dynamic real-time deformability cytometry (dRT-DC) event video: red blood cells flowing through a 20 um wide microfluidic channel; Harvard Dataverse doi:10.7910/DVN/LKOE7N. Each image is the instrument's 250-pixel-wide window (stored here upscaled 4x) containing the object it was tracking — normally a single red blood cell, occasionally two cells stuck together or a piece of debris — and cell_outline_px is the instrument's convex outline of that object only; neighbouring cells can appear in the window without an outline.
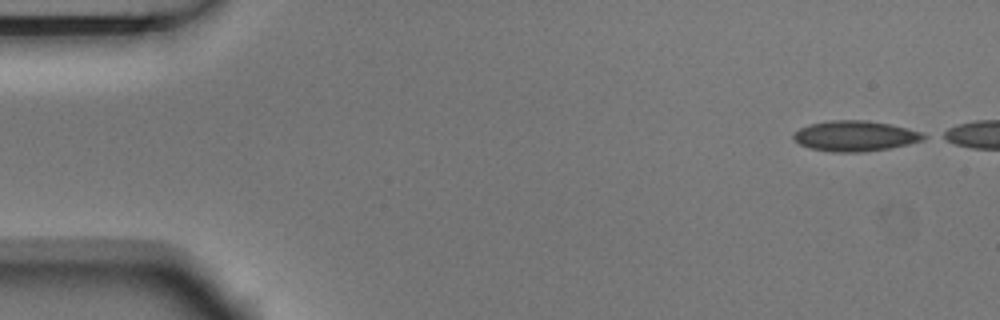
{"species": "Egyptian fruit bat (a non-hibernating species)", "species_latin": "Rousettus aegyptiacus", "temperature_condition": "room temperature", "stored_images_in_passage": 5, "camera_frame_rate_fps": 3000, "um_per_image_px": 0.085, "animal": {"sex": "male"}, "frame": {"image": 1, "passage_image": 1, "time_ms": 0.0, "image_size_px": [1000, 320], "cell_outline_px": [[928, 136], [924, 140], [908, 144], [888, 148], [864, 152], [832, 152], [808, 148], [792, 140], [792, 132], [808, 124], [832, 120], [864, 120], [888, 124], [908, 128], [920, 132]], "centroid_in_image_um": [72.63, 11.56], "position_along_channel_um": 12.4, "area_um2": 23.24}}
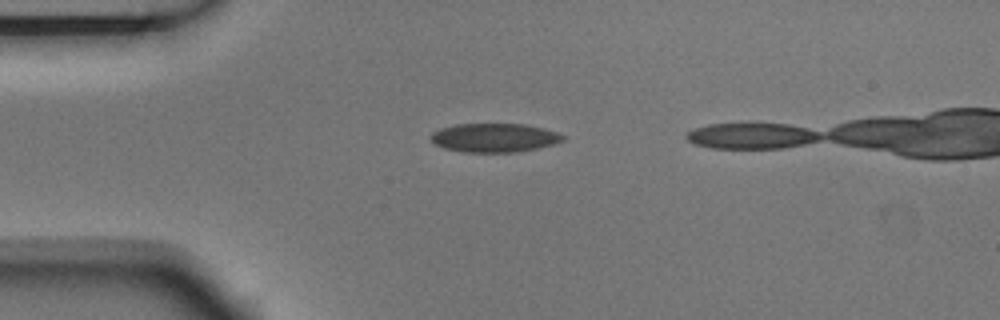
{"frame": {"image": 2, "passage_image": 4, "time_ms": 1.0, "image_size_px": [1000, 320], "cell_outline_px": [[564, 140], [556, 144], [516, 152], [464, 152], [444, 148], [432, 144], [428, 136], [432, 132], [440, 128], [456, 124], [524, 124], [544, 128], [556, 132], [564, 136]], "centroid_in_image_um": [41.97, 11.71], "position_along_channel_um": 43.0, "area_um2": 22.37}}